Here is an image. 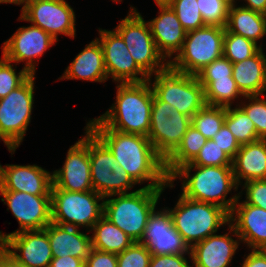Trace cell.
<instances>
[{
	"label": "cell",
	"mask_w": 266,
	"mask_h": 267,
	"mask_svg": "<svg viewBox=\"0 0 266 267\" xmlns=\"http://www.w3.org/2000/svg\"><path fill=\"white\" fill-rule=\"evenodd\" d=\"M100 38H96L103 50L107 77L119 83H141L149 76L136 64L122 37L114 30L99 29ZM140 75L141 77H138Z\"/></svg>",
	"instance_id": "5bb4252c"
},
{
	"label": "cell",
	"mask_w": 266,
	"mask_h": 267,
	"mask_svg": "<svg viewBox=\"0 0 266 267\" xmlns=\"http://www.w3.org/2000/svg\"><path fill=\"white\" fill-rule=\"evenodd\" d=\"M184 255H152L149 267H191Z\"/></svg>",
	"instance_id": "f6af8a7d"
},
{
	"label": "cell",
	"mask_w": 266,
	"mask_h": 267,
	"mask_svg": "<svg viewBox=\"0 0 266 267\" xmlns=\"http://www.w3.org/2000/svg\"><path fill=\"white\" fill-rule=\"evenodd\" d=\"M88 148L93 190L104 198L129 193L128 190L137 183L89 128Z\"/></svg>",
	"instance_id": "30bf717a"
},
{
	"label": "cell",
	"mask_w": 266,
	"mask_h": 267,
	"mask_svg": "<svg viewBox=\"0 0 266 267\" xmlns=\"http://www.w3.org/2000/svg\"><path fill=\"white\" fill-rule=\"evenodd\" d=\"M259 95L246 96L250 103L239 107L247 114L255 125L259 139H266V100Z\"/></svg>",
	"instance_id": "f35d334b"
},
{
	"label": "cell",
	"mask_w": 266,
	"mask_h": 267,
	"mask_svg": "<svg viewBox=\"0 0 266 267\" xmlns=\"http://www.w3.org/2000/svg\"><path fill=\"white\" fill-rule=\"evenodd\" d=\"M190 126V117L180 113L168 102L161 101L155 94L153 95L150 129L147 137L164 160L177 148Z\"/></svg>",
	"instance_id": "7c38bea8"
},
{
	"label": "cell",
	"mask_w": 266,
	"mask_h": 267,
	"mask_svg": "<svg viewBox=\"0 0 266 267\" xmlns=\"http://www.w3.org/2000/svg\"><path fill=\"white\" fill-rule=\"evenodd\" d=\"M238 246L228 233H215L192 246L189 255L195 267H228Z\"/></svg>",
	"instance_id": "603a6c76"
},
{
	"label": "cell",
	"mask_w": 266,
	"mask_h": 267,
	"mask_svg": "<svg viewBox=\"0 0 266 267\" xmlns=\"http://www.w3.org/2000/svg\"><path fill=\"white\" fill-rule=\"evenodd\" d=\"M154 1L156 2V4H168L172 0H154Z\"/></svg>",
	"instance_id": "f5cc1de1"
},
{
	"label": "cell",
	"mask_w": 266,
	"mask_h": 267,
	"mask_svg": "<svg viewBox=\"0 0 266 267\" xmlns=\"http://www.w3.org/2000/svg\"><path fill=\"white\" fill-rule=\"evenodd\" d=\"M240 197L229 214V233L232 231V236L247 243L249 248L258 249L266 243V210L245 201L240 203Z\"/></svg>",
	"instance_id": "44dd1931"
},
{
	"label": "cell",
	"mask_w": 266,
	"mask_h": 267,
	"mask_svg": "<svg viewBox=\"0 0 266 267\" xmlns=\"http://www.w3.org/2000/svg\"><path fill=\"white\" fill-rule=\"evenodd\" d=\"M49 267H85V260L72 257H53Z\"/></svg>",
	"instance_id": "bcb514c9"
},
{
	"label": "cell",
	"mask_w": 266,
	"mask_h": 267,
	"mask_svg": "<svg viewBox=\"0 0 266 267\" xmlns=\"http://www.w3.org/2000/svg\"><path fill=\"white\" fill-rule=\"evenodd\" d=\"M232 70L233 63L221 56L200 70L196 77L197 79H228V77H233Z\"/></svg>",
	"instance_id": "60d3db41"
},
{
	"label": "cell",
	"mask_w": 266,
	"mask_h": 267,
	"mask_svg": "<svg viewBox=\"0 0 266 267\" xmlns=\"http://www.w3.org/2000/svg\"><path fill=\"white\" fill-rule=\"evenodd\" d=\"M191 164L194 166H232V158L210 139L200 149Z\"/></svg>",
	"instance_id": "74e56055"
},
{
	"label": "cell",
	"mask_w": 266,
	"mask_h": 267,
	"mask_svg": "<svg viewBox=\"0 0 266 267\" xmlns=\"http://www.w3.org/2000/svg\"><path fill=\"white\" fill-rule=\"evenodd\" d=\"M204 88L207 105L229 107L234 99L243 96L233 77L228 79H198Z\"/></svg>",
	"instance_id": "4dcf8cb0"
},
{
	"label": "cell",
	"mask_w": 266,
	"mask_h": 267,
	"mask_svg": "<svg viewBox=\"0 0 266 267\" xmlns=\"http://www.w3.org/2000/svg\"><path fill=\"white\" fill-rule=\"evenodd\" d=\"M61 79H81L105 82L107 72L104 65L102 47L97 39L89 43L66 68Z\"/></svg>",
	"instance_id": "484cf974"
},
{
	"label": "cell",
	"mask_w": 266,
	"mask_h": 267,
	"mask_svg": "<svg viewBox=\"0 0 266 267\" xmlns=\"http://www.w3.org/2000/svg\"><path fill=\"white\" fill-rule=\"evenodd\" d=\"M193 168L197 171L191 176ZM177 177L184 178L181 194L189 199L217 205L229 214L238 200L239 194L226 200L231 189H238L232 166H194L188 163L178 168L169 177V182H174Z\"/></svg>",
	"instance_id": "3957f363"
},
{
	"label": "cell",
	"mask_w": 266,
	"mask_h": 267,
	"mask_svg": "<svg viewBox=\"0 0 266 267\" xmlns=\"http://www.w3.org/2000/svg\"><path fill=\"white\" fill-rule=\"evenodd\" d=\"M229 7L235 6V0H223Z\"/></svg>",
	"instance_id": "db71d44e"
},
{
	"label": "cell",
	"mask_w": 266,
	"mask_h": 267,
	"mask_svg": "<svg viewBox=\"0 0 266 267\" xmlns=\"http://www.w3.org/2000/svg\"><path fill=\"white\" fill-rule=\"evenodd\" d=\"M232 169L237 185L241 180L266 179V139L241 145L232 159Z\"/></svg>",
	"instance_id": "d4e9b609"
},
{
	"label": "cell",
	"mask_w": 266,
	"mask_h": 267,
	"mask_svg": "<svg viewBox=\"0 0 266 267\" xmlns=\"http://www.w3.org/2000/svg\"><path fill=\"white\" fill-rule=\"evenodd\" d=\"M205 25L226 27L229 6L223 0H197Z\"/></svg>",
	"instance_id": "d590c367"
},
{
	"label": "cell",
	"mask_w": 266,
	"mask_h": 267,
	"mask_svg": "<svg viewBox=\"0 0 266 267\" xmlns=\"http://www.w3.org/2000/svg\"><path fill=\"white\" fill-rule=\"evenodd\" d=\"M175 11L186 32L205 27L197 0H172L168 3Z\"/></svg>",
	"instance_id": "e575fe53"
},
{
	"label": "cell",
	"mask_w": 266,
	"mask_h": 267,
	"mask_svg": "<svg viewBox=\"0 0 266 267\" xmlns=\"http://www.w3.org/2000/svg\"><path fill=\"white\" fill-rule=\"evenodd\" d=\"M93 230L92 248L100 251L119 254L134 243L125 232L104 216L93 225L90 231Z\"/></svg>",
	"instance_id": "f1b7e54d"
},
{
	"label": "cell",
	"mask_w": 266,
	"mask_h": 267,
	"mask_svg": "<svg viewBox=\"0 0 266 267\" xmlns=\"http://www.w3.org/2000/svg\"><path fill=\"white\" fill-rule=\"evenodd\" d=\"M139 243L152 255L190 254L189 246L173 225L169 208L153 210Z\"/></svg>",
	"instance_id": "ac0fdd59"
},
{
	"label": "cell",
	"mask_w": 266,
	"mask_h": 267,
	"mask_svg": "<svg viewBox=\"0 0 266 267\" xmlns=\"http://www.w3.org/2000/svg\"><path fill=\"white\" fill-rule=\"evenodd\" d=\"M212 140L215 141V143L232 159L235 157L241 147L235 136L225 124H223L219 132L212 138Z\"/></svg>",
	"instance_id": "7bdbcfd3"
},
{
	"label": "cell",
	"mask_w": 266,
	"mask_h": 267,
	"mask_svg": "<svg viewBox=\"0 0 266 267\" xmlns=\"http://www.w3.org/2000/svg\"><path fill=\"white\" fill-rule=\"evenodd\" d=\"M115 31L122 37L136 64L149 76V80L151 75L169 66V62L157 50L149 23L133 7Z\"/></svg>",
	"instance_id": "8fae6325"
},
{
	"label": "cell",
	"mask_w": 266,
	"mask_h": 267,
	"mask_svg": "<svg viewBox=\"0 0 266 267\" xmlns=\"http://www.w3.org/2000/svg\"><path fill=\"white\" fill-rule=\"evenodd\" d=\"M247 204L266 210V179L244 182Z\"/></svg>",
	"instance_id": "b9f144b4"
},
{
	"label": "cell",
	"mask_w": 266,
	"mask_h": 267,
	"mask_svg": "<svg viewBox=\"0 0 266 267\" xmlns=\"http://www.w3.org/2000/svg\"><path fill=\"white\" fill-rule=\"evenodd\" d=\"M44 230L48 234L53 257L72 256L84 259L92 250L91 236L81 233L78 228L51 222Z\"/></svg>",
	"instance_id": "cb8c5ba5"
},
{
	"label": "cell",
	"mask_w": 266,
	"mask_h": 267,
	"mask_svg": "<svg viewBox=\"0 0 266 267\" xmlns=\"http://www.w3.org/2000/svg\"><path fill=\"white\" fill-rule=\"evenodd\" d=\"M52 174L37 165H0V191L51 195Z\"/></svg>",
	"instance_id": "ffe728a7"
},
{
	"label": "cell",
	"mask_w": 266,
	"mask_h": 267,
	"mask_svg": "<svg viewBox=\"0 0 266 267\" xmlns=\"http://www.w3.org/2000/svg\"><path fill=\"white\" fill-rule=\"evenodd\" d=\"M164 189L142 187L127 194H117L116 198L105 199L103 216L134 242H139Z\"/></svg>",
	"instance_id": "277c9868"
},
{
	"label": "cell",
	"mask_w": 266,
	"mask_h": 267,
	"mask_svg": "<svg viewBox=\"0 0 266 267\" xmlns=\"http://www.w3.org/2000/svg\"><path fill=\"white\" fill-rule=\"evenodd\" d=\"M151 81L117 83L116 102L86 126H106L123 133L148 136L153 104Z\"/></svg>",
	"instance_id": "7a4b0ae2"
},
{
	"label": "cell",
	"mask_w": 266,
	"mask_h": 267,
	"mask_svg": "<svg viewBox=\"0 0 266 267\" xmlns=\"http://www.w3.org/2000/svg\"><path fill=\"white\" fill-rule=\"evenodd\" d=\"M0 267H25L16 262L4 249H0Z\"/></svg>",
	"instance_id": "c3c4849f"
},
{
	"label": "cell",
	"mask_w": 266,
	"mask_h": 267,
	"mask_svg": "<svg viewBox=\"0 0 266 267\" xmlns=\"http://www.w3.org/2000/svg\"><path fill=\"white\" fill-rule=\"evenodd\" d=\"M87 127L109 148L117 163L136 183L150 181L144 186L147 188L174 187L166 174L164 159L156 152L148 137L123 133L106 126Z\"/></svg>",
	"instance_id": "6da1fadb"
},
{
	"label": "cell",
	"mask_w": 266,
	"mask_h": 267,
	"mask_svg": "<svg viewBox=\"0 0 266 267\" xmlns=\"http://www.w3.org/2000/svg\"><path fill=\"white\" fill-rule=\"evenodd\" d=\"M85 267H117V254L92 248L85 260Z\"/></svg>",
	"instance_id": "ee69618b"
},
{
	"label": "cell",
	"mask_w": 266,
	"mask_h": 267,
	"mask_svg": "<svg viewBox=\"0 0 266 267\" xmlns=\"http://www.w3.org/2000/svg\"><path fill=\"white\" fill-rule=\"evenodd\" d=\"M258 250L265 256L266 258V243H264Z\"/></svg>",
	"instance_id": "816d5d0a"
},
{
	"label": "cell",
	"mask_w": 266,
	"mask_h": 267,
	"mask_svg": "<svg viewBox=\"0 0 266 267\" xmlns=\"http://www.w3.org/2000/svg\"><path fill=\"white\" fill-rule=\"evenodd\" d=\"M247 5L243 6L252 11L263 13L266 9V0H246Z\"/></svg>",
	"instance_id": "681fc988"
},
{
	"label": "cell",
	"mask_w": 266,
	"mask_h": 267,
	"mask_svg": "<svg viewBox=\"0 0 266 267\" xmlns=\"http://www.w3.org/2000/svg\"><path fill=\"white\" fill-rule=\"evenodd\" d=\"M262 45L256 44L254 41L243 36L228 32L225 29L223 40V56L232 63L240 62L254 56Z\"/></svg>",
	"instance_id": "836d02e7"
},
{
	"label": "cell",
	"mask_w": 266,
	"mask_h": 267,
	"mask_svg": "<svg viewBox=\"0 0 266 267\" xmlns=\"http://www.w3.org/2000/svg\"><path fill=\"white\" fill-rule=\"evenodd\" d=\"M225 27L210 26L186 32L183 47L169 66L178 72L196 75L205 66L223 56Z\"/></svg>",
	"instance_id": "8992f818"
},
{
	"label": "cell",
	"mask_w": 266,
	"mask_h": 267,
	"mask_svg": "<svg viewBox=\"0 0 266 267\" xmlns=\"http://www.w3.org/2000/svg\"><path fill=\"white\" fill-rule=\"evenodd\" d=\"M262 15H263L264 22H265V26H266V9H265V11L262 13Z\"/></svg>",
	"instance_id": "11a10c76"
},
{
	"label": "cell",
	"mask_w": 266,
	"mask_h": 267,
	"mask_svg": "<svg viewBox=\"0 0 266 267\" xmlns=\"http://www.w3.org/2000/svg\"><path fill=\"white\" fill-rule=\"evenodd\" d=\"M34 80L31 75L22 85L0 99V139L15 152L23 141L34 104Z\"/></svg>",
	"instance_id": "ba28073f"
},
{
	"label": "cell",
	"mask_w": 266,
	"mask_h": 267,
	"mask_svg": "<svg viewBox=\"0 0 266 267\" xmlns=\"http://www.w3.org/2000/svg\"><path fill=\"white\" fill-rule=\"evenodd\" d=\"M225 117L226 107L206 104L191 118V125L210 140L223 126Z\"/></svg>",
	"instance_id": "d6a6232c"
},
{
	"label": "cell",
	"mask_w": 266,
	"mask_h": 267,
	"mask_svg": "<svg viewBox=\"0 0 266 267\" xmlns=\"http://www.w3.org/2000/svg\"><path fill=\"white\" fill-rule=\"evenodd\" d=\"M152 254L139 242L117 254V267H149Z\"/></svg>",
	"instance_id": "ab89813d"
},
{
	"label": "cell",
	"mask_w": 266,
	"mask_h": 267,
	"mask_svg": "<svg viewBox=\"0 0 266 267\" xmlns=\"http://www.w3.org/2000/svg\"><path fill=\"white\" fill-rule=\"evenodd\" d=\"M0 243L9 256L25 267H49L53 259L48 234L44 229L9 234L0 231Z\"/></svg>",
	"instance_id": "9a60e30c"
},
{
	"label": "cell",
	"mask_w": 266,
	"mask_h": 267,
	"mask_svg": "<svg viewBox=\"0 0 266 267\" xmlns=\"http://www.w3.org/2000/svg\"><path fill=\"white\" fill-rule=\"evenodd\" d=\"M159 16L148 21L157 50L164 59L179 53L183 47L186 31L169 4H157Z\"/></svg>",
	"instance_id": "7402d4cb"
},
{
	"label": "cell",
	"mask_w": 266,
	"mask_h": 267,
	"mask_svg": "<svg viewBox=\"0 0 266 267\" xmlns=\"http://www.w3.org/2000/svg\"><path fill=\"white\" fill-rule=\"evenodd\" d=\"M232 76L241 94L246 96L263 94L266 91V55L261 48L254 56L233 63Z\"/></svg>",
	"instance_id": "4316f807"
},
{
	"label": "cell",
	"mask_w": 266,
	"mask_h": 267,
	"mask_svg": "<svg viewBox=\"0 0 266 267\" xmlns=\"http://www.w3.org/2000/svg\"><path fill=\"white\" fill-rule=\"evenodd\" d=\"M241 266L266 267V258L258 249H252L251 253L248 254Z\"/></svg>",
	"instance_id": "7dc6e473"
},
{
	"label": "cell",
	"mask_w": 266,
	"mask_h": 267,
	"mask_svg": "<svg viewBox=\"0 0 266 267\" xmlns=\"http://www.w3.org/2000/svg\"><path fill=\"white\" fill-rule=\"evenodd\" d=\"M20 20L40 27L56 41L58 34L75 37V13L65 0H28Z\"/></svg>",
	"instance_id": "4fadbf2b"
},
{
	"label": "cell",
	"mask_w": 266,
	"mask_h": 267,
	"mask_svg": "<svg viewBox=\"0 0 266 267\" xmlns=\"http://www.w3.org/2000/svg\"><path fill=\"white\" fill-rule=\"evenodd\" d=\"M85 134L67 152L65 163L52 173L53 185L70 192L93 190L88 148V127Z\"/></svg>",
	"instance_id": "e0dca14e"
},
{
	"label": "cell",
	"mask_w": 266,
	"mask_h": 267,
	"mask_svg": "<svg viewBox=\"0 0 266 267\" xmlns=\"http://www.w3.org/2000/svg\"><path fill=\"white\" fill-rule=\"evenodd\" d=\"M237 106L238 105L233 109L231 106L226 107L224 124L235 136L240 145L259 140L254 123L247 114Z\"/></svg>",
	"instance_id": "1f68e13d"
},
{
	"label": "cell",
	"mask_w": 266,
	"mask_h": 267,
	"mask_svg": "<svg viewBox=\"0 0 266 267\" xmlns=\"http://www.w3.org/2000/svg\"><path fill=\"white\" fill-rule=\"evenodd\" d=\"M225 28L228 32L243 36L256 44L266 34L263 15L243 6L236 7L235 5L229 8Z\"/></svg>",
	"instance_id": "83f0119b"
},
{
	"label": "cell",
	"mask_w": 266,
	"mask_h": 267,
	"mask_svg": "<svg viewBox=\"0 0 266 267\" xmlns=\"http://www.w3.org/2000/svg\"><path fill=\"white\" fill-rule=\"evenodd\" d=\"M1 199L7 204L19 222L12 233L41 230L52 222L51 195H31L18 191H0Z\"/></svg>",
	"instance_id": "2e32d148"
},
{
	"label": "cell",
	"mask_w": 266,
	"mask_h": 267,
	"mask_svg": "<svg viewBox=\"0 0 266 267\" xmlns=\"http://www.w3.org/2000/svg\"><path fill=\"white\" fill-rule=\"evenodd\" d=\"M104 197L94 190L70 192L51 186L52 222L64 226L90 229L103 216ZM103 200L100 204L98 202Z\"/></svg>",
	"instance_id": "52a82bcc"
},
{
	"label": "cell",
	"mask_w": 266,
	"mask_h": 267,
	"mask_svg": "<svg viewBox=\"0 0 266 267\" xmlns=\"http://www.w3.org/2000/svg\"><path fill=\"white\" fill-rule=\"evenodd\" d=\"M176 230L191 248L229 222V213L214 204L195 201L182 194L173 209H169Z\"/></svg>",
	"instance_id": "5b68a950"
},
{
	"label": "cell",
	"mask_w": 266,
	"mask_h": 267,
	"mask_svg": "<svg viewBox=\"0 0 266 267\" xmlns=\"http://www.w3.org/2000/svg\"><path fill=\"white\" fill-rule=\"evenodd\" d=\"M56 40L40 27H20L2 46V56L11 62L26 61L24 68L35 75L34 59L41 57Z\"/></svg>",
	"instance_id": "d6986e66"
},
{
	"label": "cell",
	"mask_w": 266,
	"mask_h": 267,
	"mask_svg": "<svg viewBox=\"0 0 266 267\" xmlns=\"http://www.w3.org/2000/svg\"><path fill=\"white\" fill-rule=\"evenodd\" d=\"M28 0H0V3H13L17 5H26Z\"/></svg>",
	"instance_id": "f907efd6"
},
{
	"label": "cell",
	"mask_w": 266,
	"mask_h": 267,
	"mask_svg": "<svg viewBox=\"0 0 266 267\" xmlns=\"http://www.w3.org/2000/svg\"><path fill=\"white\" fill-rule=\"evenodd\" d=\"M4 56L0 59V99L22 85L31 74L23 67L18 74Z\"/></svg>",
	"instance_id": "8d00e7d4"
},
{
	"label": "cell",
	"mask_w": 266,
	"mask_h": 267,
	"mask_svg": "<svg viewBox=\"0 0 266 267\" xmlns=\"http://www.w3.org/2000/svg\"><path fill=\"white\" fill-rule=\"evenodd\" d=\"M151 86L161 101L190 118L206 105L204 88L196 75L175 71L170 66L155 74Z\"/></svg>",
	"instance_id": "9c48e42d"
},
{
	"label": "cell",
	"mask_w": 266,
	"mask_h": 267,
	"mask_svg": "<svg viewBox=\"0 0 266 267\" xmlns=\"http://www.w3.org/2000/svg\"><path fill=\"white\" fill-rule=\"evenodd\" d=\"M207 140L191 125L177 148L164 160L167 176L170 177L178 168L191 163Z\"/></svg>",
	"instance_id": "f546056e"
}]
</instances>
